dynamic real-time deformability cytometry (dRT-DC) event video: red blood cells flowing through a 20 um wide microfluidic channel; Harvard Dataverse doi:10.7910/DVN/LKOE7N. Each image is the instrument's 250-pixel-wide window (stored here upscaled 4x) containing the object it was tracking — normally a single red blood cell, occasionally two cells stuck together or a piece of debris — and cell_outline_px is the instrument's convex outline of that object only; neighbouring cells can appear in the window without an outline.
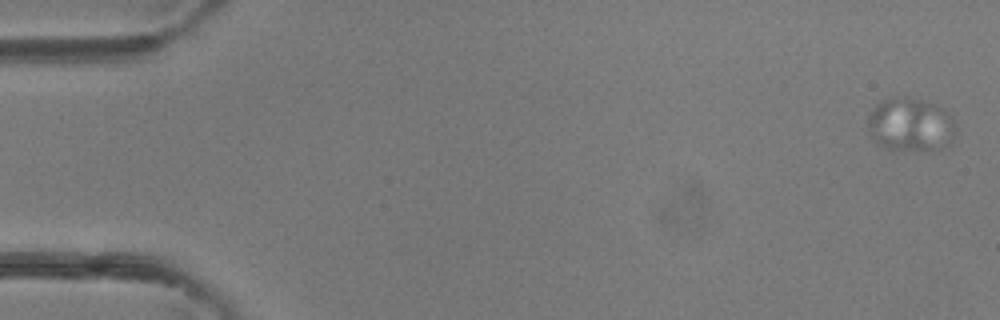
{"species": "common noctule bat (a hibernating species)", "species_latin": "Nyctalus noctula", "temperature_condition": "room temperature", "stored_images_in_passage": 17, "segment_of_instrument_passage": [1, 2], "camera_frame_rate_fps": 3000, "um_per_image_px": 0.085, "animal": {"sex": "female"}, "frame": {"image": 1, "passage_image": 1, "time_ms": 0.0, "image_size_px": [1000, 320], "cell_outline_px": [[956, 132], [952, 144], [944, 148], [932, 152], [928, 152], [888, 148], [876, 144], [872, 136], [868, 124], [868, 116], [876, 104], [880, 100], [900, 96], [908, 96], [944, 108], [948, 112], [956, 124]], "centroid_in_image_um": [77.45, 10.62], "position_along_channel_um": 7.5, "area_um2": 28.09}}